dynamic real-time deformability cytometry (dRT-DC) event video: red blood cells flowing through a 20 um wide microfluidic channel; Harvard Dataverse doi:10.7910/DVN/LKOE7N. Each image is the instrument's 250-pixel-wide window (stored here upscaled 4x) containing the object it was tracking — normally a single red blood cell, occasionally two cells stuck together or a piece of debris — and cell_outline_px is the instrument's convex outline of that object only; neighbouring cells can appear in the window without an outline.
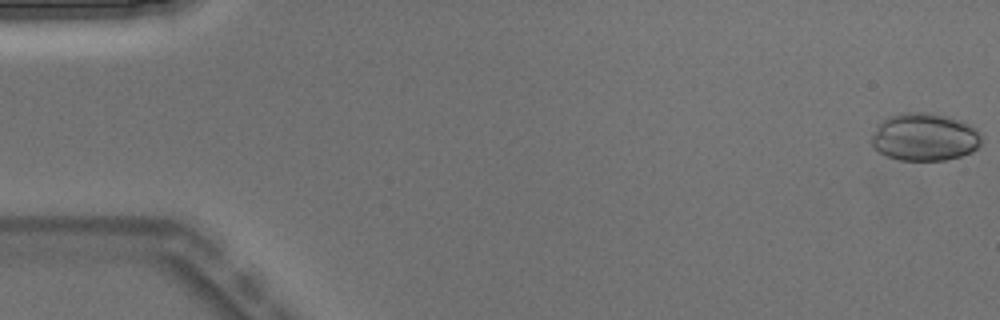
{"species": "Egyptian fruit bat (a non-hibernating species)", "species_latin": "Rousettus aegyptiacus", "temperature_condition": "warm", "stored_images_in_passage": 6, "camera_frame_rate_fps": 3000, "um_per_image_px": 0.085, "animal": {"sex": "male"}, "frame": {"image": 1, "passage_image": 1, "time_ms": 0.0, "image_size_px": [1000, 320], "cell_outline_px": [[980, 144], [972, 152], [960, 156], [944, 160], [900, 160], [888, 156], [880, 152], [872, 144], [872, 136], [876, 128], [888, 116], [900, 112], [928, 112], [960, 120], [976, 128], [980, 132]], "centroid_in_image_um": [78.6, 11.64], "position_along_channel_um": 6.4, "area_um2": 30.35}}
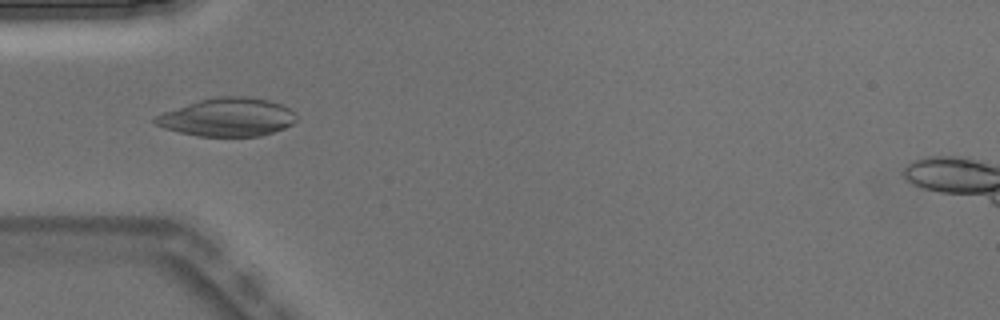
{"frame": {"image": 2, "passage_image": 5, "time_ms": 1.333, "image_size_px": [1000, 320], "cell_outline_px": [[296, 120], [292, 124], [284, 128], [260, 136], [196, 136], [164, 128], [156, 124], [152, 120], [152, 116], [200, 100], [220, 96], [244, 96], [268, 100], [280, 104], [296, 112]], "centroid_in_image_um": [19.33, 9.96], "position_along_channel_um": 65.7, "area_um2": 31.33}}